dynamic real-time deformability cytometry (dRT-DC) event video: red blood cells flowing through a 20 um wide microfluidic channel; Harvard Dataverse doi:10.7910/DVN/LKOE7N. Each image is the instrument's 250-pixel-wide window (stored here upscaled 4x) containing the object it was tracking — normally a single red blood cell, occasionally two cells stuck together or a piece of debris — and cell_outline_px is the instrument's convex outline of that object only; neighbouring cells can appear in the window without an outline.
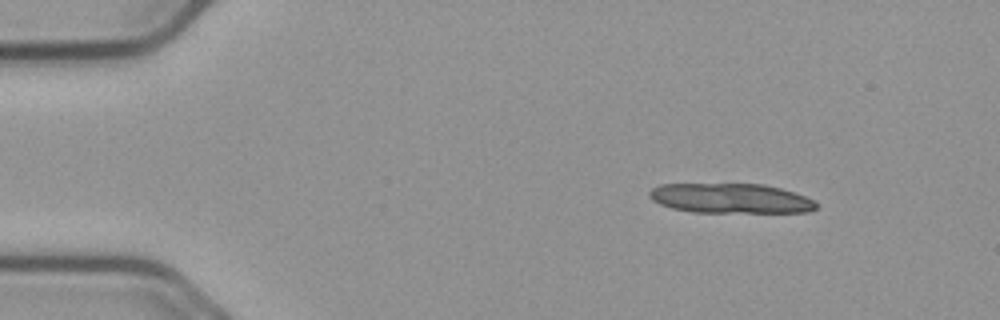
{"species": "common noctule bat (a hibernating species)", "species_latin": "Nyctalus noctula", "temperature_condition": "cold", "stored_images_in_passage": 10, "camera_frame_rate_fps": 3000, "um_per_image_px": 0.085, "animal": {"sex": "male", "body_mass_g": 23.1, "forearm_length_mm": 52.7}, "frame": {"image": 1, "passage_image": 2, "time_ms": 0.333, "image_size_px": [1000, 320], "cell_outline_px": [[816, 208], [808, 212], [692, 212], [672, 208], [660, 204], [652, 200], [648, 196], [648, 192], [652, 188], [660, 184], [764, 184], [780, 188], [804, 196], [812, 200], [816, 204]], "centroid_in_image_um": [62.05, 16.86], "position_along_channel_um": 23.0, "area_um2": 28.84}}